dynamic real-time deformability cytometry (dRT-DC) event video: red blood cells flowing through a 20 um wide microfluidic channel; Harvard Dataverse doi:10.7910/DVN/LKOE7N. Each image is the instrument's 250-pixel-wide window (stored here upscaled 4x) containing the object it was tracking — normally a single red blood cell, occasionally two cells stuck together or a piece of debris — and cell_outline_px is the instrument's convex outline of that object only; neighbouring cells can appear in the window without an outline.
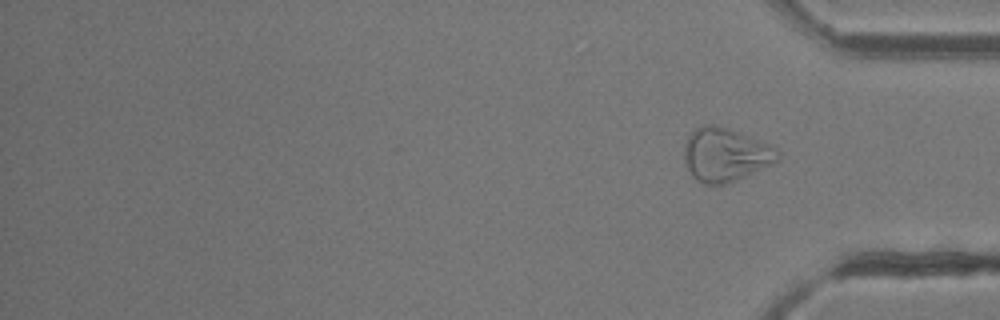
{"species": "common noctule bat (a hibernating species)", "species_latin": "Nyctalus noctula", "temperature_condition": "room temperature", "stored_images_in_passage": 34, "segment_of_instrument_passage": [2, 2], "camera_frame_rate_fps": 3000, "um_per_image_px": 0.085, "animal": {"sex": "female"}, "frame": {"image": 1, "passage_image": 34, "time_ms": 11.0, "image_size_px": [1000, 320], "cell_outline_px": [[780, 160], [772, 164], [736, 180], [724, 184], [700, 184], [692, 176], [684, 160], [684, 144], [688, 136], [700, 124], [712, 124], [728, 128], [768, 144], [780, 152]], "centroid_in_image_um": [61.63, 13.15], "position_along_channel_um": 373.6, "area_um2": 29.13}}